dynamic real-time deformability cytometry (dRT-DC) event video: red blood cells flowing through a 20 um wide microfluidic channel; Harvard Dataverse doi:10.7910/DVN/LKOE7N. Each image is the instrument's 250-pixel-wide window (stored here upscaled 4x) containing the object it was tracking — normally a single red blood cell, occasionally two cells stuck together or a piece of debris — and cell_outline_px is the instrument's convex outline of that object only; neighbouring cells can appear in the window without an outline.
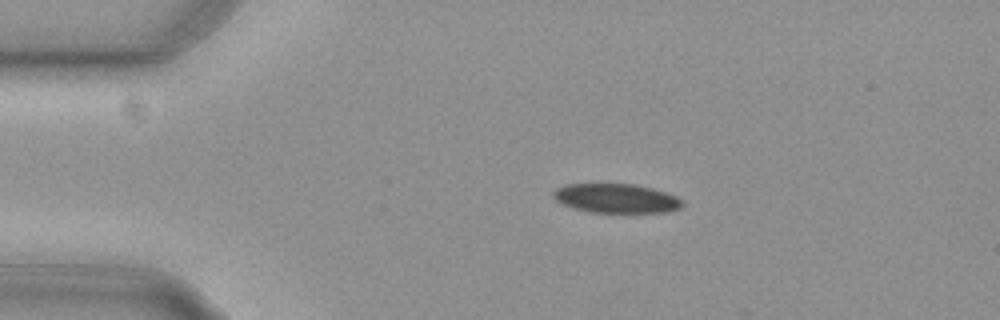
{"species": "common noctule bat (a hibernating species)", "species_latin": "Nyctalus noctula", "temperature_condition": "cold", "stored_images_in_passage": 45, "camera_frame_rate_fps": 3000, "um_per_image_px": 0.085, "animal": {"sex": "female", "body_mass_g": 29.2, "forearm_length_mm": 56.3}, "frame": {"image": 1, "passage_image": 1, "time_ms": 0.0, "image_size_px": [1000, 320], "cell_outline_px": [[684, 204], [680, 208], [668, 212], [588, 212], [572, 208], [556, 200], [552, 196], [552, 192], [556, 188], [568, 184], [632, 184], [652, 188], [676, 196], [684, 200]], "centroid_in_image_um": [52.38, 16.86], "position_along_channel_um": 32.6, "area_um2": 21.96}}
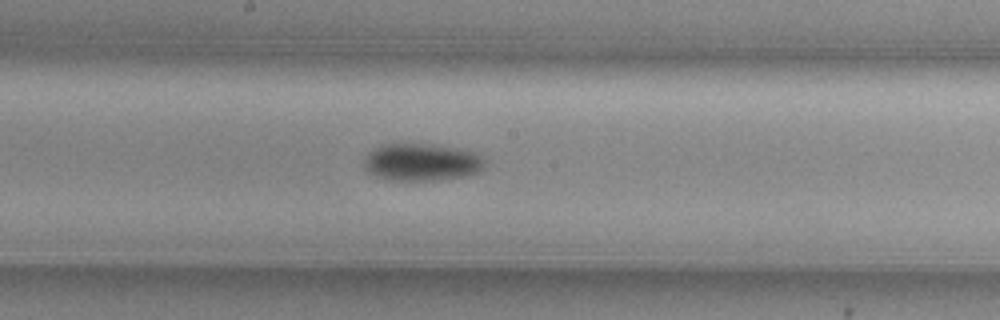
{"frame": {"image": 2, "passage_image": 19, "time_ms": 6.0, "image_size_px": [1000, 320], "cell_outline_px": [[484, 168], [480, 172], [464, 176], [432, 180], [388, 180], [376, 176], [368, 172], [364, 168], [364, 156], [368, 152], [384, 144], [432, 144], [472, 152], [484, 156]], "centroid_in_image_um": [35.82, 13.79], "position_along_channel_um": 212.4, "area_um2": 26.18}}
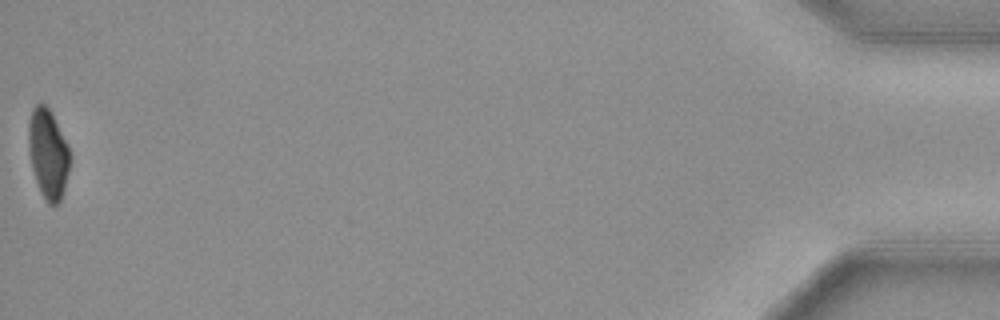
{"frame": {"image": 3, "passage_image": 45, "time_ms": 14.667, "image_size_px": [1000, 320], "cell_outline_px": [[68, 172], [64, 192], [60, 204], [48, 204], [44, 200], [40, 192], [32, 168], [28, 144], [28, 124], [32, 108], [36, 104], [44, 104], [48, 108], [68, 148]], "centroid_in_image_um": [4.05, 13.13], "position_along_channel_um": 431.1, "area_um2": 21.1}, "authors_computed_cell_mechanics": {"area_um2": 23.987, "velocity_mm_per_s": 3.7455, "shape_relaxation_time_tau1_ms": 3.3116, "shape_relaxation_time_tau2_ms": null, "deformation_change_tau1": 0.1215, "deformation_change_tau2": null}}